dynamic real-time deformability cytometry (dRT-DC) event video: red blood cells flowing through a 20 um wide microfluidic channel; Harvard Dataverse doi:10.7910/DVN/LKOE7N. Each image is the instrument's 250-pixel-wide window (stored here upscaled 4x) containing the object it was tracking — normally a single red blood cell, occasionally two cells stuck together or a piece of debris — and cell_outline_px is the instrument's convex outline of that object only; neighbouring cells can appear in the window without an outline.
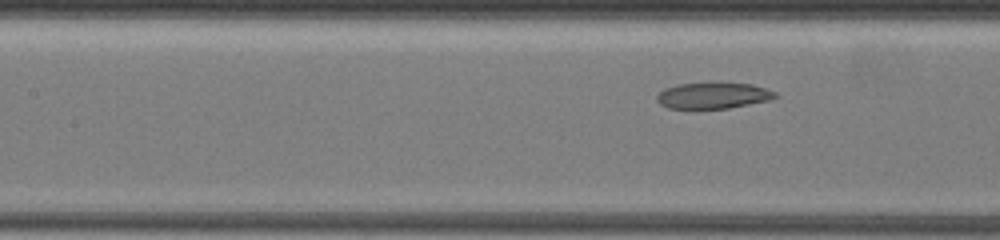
{"species": "common noctule bat (a hibernating species)", "species_latin": "Nyctalus noctula", "temperature_condition": "warm", "stored_images_in_passage": 46, "camera_frame_rate_fps": 3000, "um_per_image_px": 0.085, "animal": {"sex": "female", "body_mass_g": 19.5, "forearm_length_mm": 54.1}, "frame": {"image": 1, "passage_image": 20, "time_ms": 2.667, "image_size_px": [1000, 240], "cell_outline_px": [[780, 96], [768, 100], [728, 108], [696, 112], [692, 112], [668, 108], [660, 104], [656, 100], [656, 96], [664, 88], [676, 84], [720, 80], [752, 84], [776, 92]], "centroid_in_image_um": [60.54, 8.13], "position_along_channel_um": 146.9, "area_um2": 19.59}}
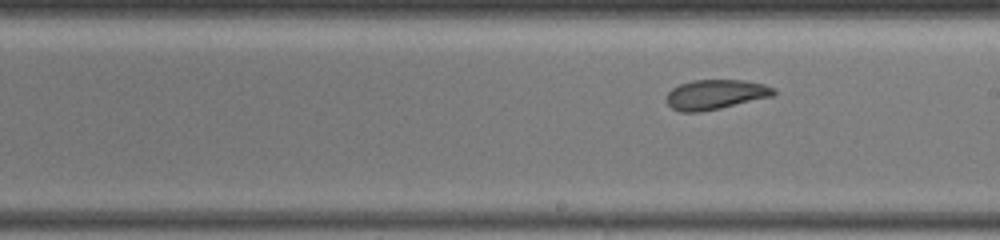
{"frame": {"image": 2, "passage_image": 29, "time_ms": 5.0, "image_size_px": [1000, 240], "cell_outline_px": [[776, 92], [772, 96], [720, 108], [700, 112], [680, 112], [672, 108], [664, 100], [664, 96], [672, 88], [680, 84], [692, 80], [744, 80], [764, 84], [776, 88]], "centroid_in_image_um": [60.78, 8.03], "position_along_channel_um": 228.2, "area_um2": 18.73}}
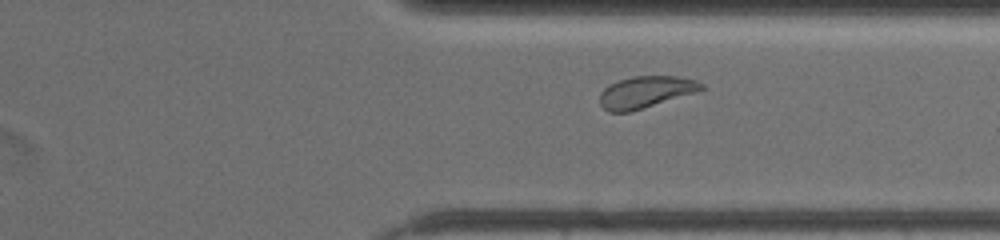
{"frame": {"image": 3, "passage_image": 43, "time_ms": 8.667, "image_size_px": [1000, 240], "cell_outline_px": [[704, 88], [696, 92], [628, 112], [608, 112], [600, 104], [600, 92], [608, 84], [632, 76], [676, 76], [696, 80], [704, 84]], "centroid_in_image_um": [54.86, 7.81], "position_along_channel_um": 356.5, "area_um2": 18.61}}